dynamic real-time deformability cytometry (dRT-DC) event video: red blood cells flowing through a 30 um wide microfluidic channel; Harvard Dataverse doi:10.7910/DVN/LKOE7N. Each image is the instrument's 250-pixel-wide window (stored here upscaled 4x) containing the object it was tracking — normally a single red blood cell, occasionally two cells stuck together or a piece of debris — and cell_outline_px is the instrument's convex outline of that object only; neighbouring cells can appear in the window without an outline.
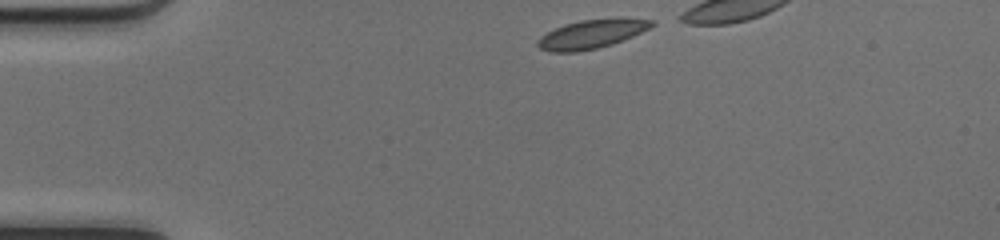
{"species": "common noctule bat (a hibernating species)", "species_latin": "Nyctalus noctula", "temperature_condition": "cold", "stored_images_in_passage": 13, "camera_frame_rate_fps": 3000, "um_per_image_px": 0.085, "animal": {"sex": "female", "body_mass_g": 17.0, "forearm_length_mm": 48.0}, "frame": {"image": 1, "passage_image": 1, "time_ms": 0.0, "image_size_px": [1000, 240], "cell_outline_px": [[656, 24], [632, 36], [612, 44], [596, 48], [576, 52], [552, 52], [540, 48], [536, 44], [536, 40], [540, 36], [564, 24], [580, 20], [616, 16], [620, 16], [656, 20]], "centroid_in_image_um": [50.32, 2.85], "position_along_channel_um": 34.7, "area_um2": 19.54}}
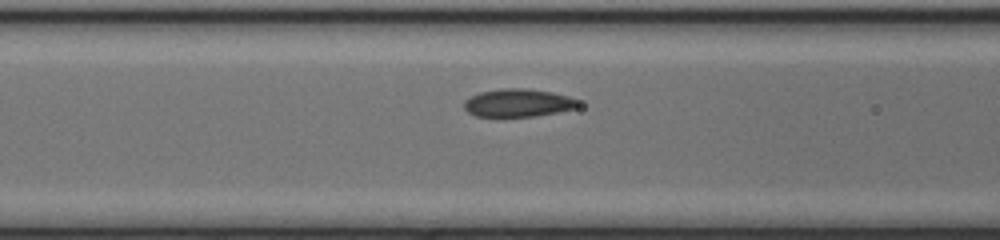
{"frame": {"image": 2, "passage_image": 11, "time_ms": 3.333, "image_size_px": [1000, 240], "cell_outline_px": [[580, 104], [576, 108], [536, 116], [476, 116], [468, 112], [464, 108], [464, 100], [480, 92], [500, 88], [528, 88], [552, 92], [568, 96], [576, 100]], "centroid_in_image_um": [44.02, 8.73], "position_along_channel_um": 122.6, "area_um2": 18.5}}